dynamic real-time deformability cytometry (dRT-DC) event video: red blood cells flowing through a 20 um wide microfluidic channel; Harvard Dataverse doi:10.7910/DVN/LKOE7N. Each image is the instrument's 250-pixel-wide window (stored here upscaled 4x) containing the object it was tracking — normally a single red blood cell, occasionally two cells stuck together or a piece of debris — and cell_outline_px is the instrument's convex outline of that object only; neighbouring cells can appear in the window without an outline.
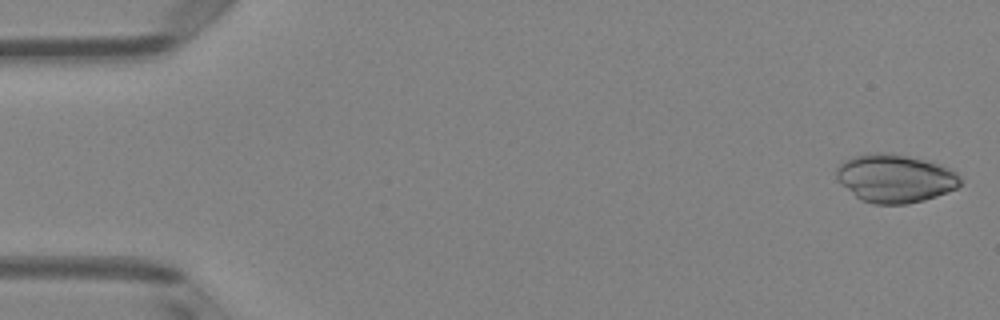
{"species": "Egyptian fruit bat (a non-hibernating species)", "species_latin": "Rousettus aegyptiacus", "temperature_condition": "room temperature", "stored_images_in_passage": 43, "camera_frame_rate_fps": 3000, "um_per_image_px": 0.085, "animal": {"sex": "female"}, "frame": {"image": 1, "passage_image": 1, "time_ms": 0.0, "image_size_px": [1000, 320], "cell_outline_px": [[960, 184], [956, 188], [936, 196], [924, 200], [908, 204], [872, 204], [860, 200], [836, 180], [836, 168], [844, 160], [852, 156], [872, 152], [892, 152], [940, 164], [952, 168], [960, 176]], "centroid_in_image_um": [76.05, 15.15], "position_along_channel_um": 8.9, "area_um2": 35.2}}
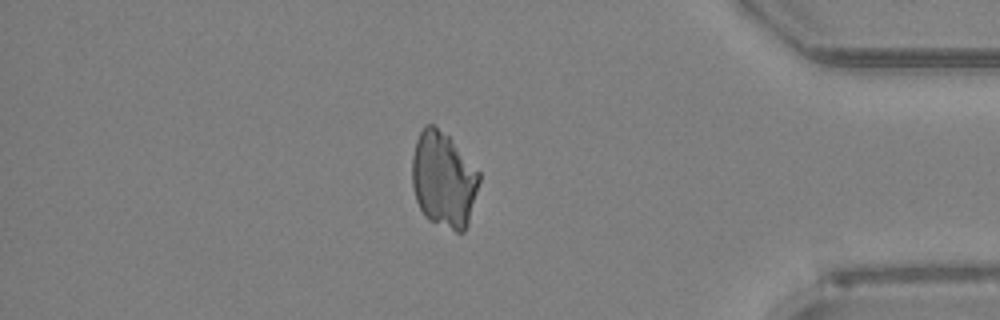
{"frame": {"image": 2, "passage_image": 42, "time_ms": 13.667, "image_size_px": [1000, 320], "cell_outline_px": [[480, 180], [468, 224], [464, 232], [456, 232], [428, 220], [424, 216], [416, 200], [412, 188], [412, 156], [416, 140], [424, 124], [432, 124], [448, 136], [480, 172]], "centroid_in_image_um": [37.69, 15.28], "position_along_channel_um": 397.5, "area_um2": 37.45}}